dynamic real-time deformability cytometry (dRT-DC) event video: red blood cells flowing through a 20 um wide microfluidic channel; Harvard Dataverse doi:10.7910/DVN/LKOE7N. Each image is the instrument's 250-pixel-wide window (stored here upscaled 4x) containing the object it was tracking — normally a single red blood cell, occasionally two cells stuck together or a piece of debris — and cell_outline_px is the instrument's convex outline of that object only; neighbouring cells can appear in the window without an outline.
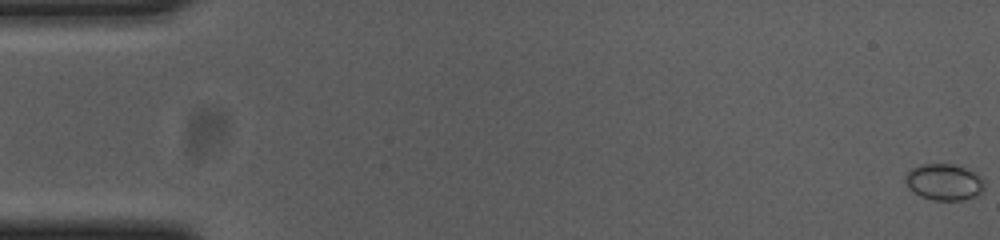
{"species": "common noctule bat (a hibernating species)", "species_latin": "Nyctalus noctula", "temperature_condition": "cold", "stored_images_in_passage": 56, "camera_frame_rate_fps": 3000, "um_per_image_px": 0.085, "animal": {"sex": "female", "body_mass_g": 23.0, "forearm_length_mm": 53.4}, "frame": {"image": 1, "passage_image": 1, "time_ms": 0.0, "image_size_px": [1000, 240], "cell_outline_px": [[984, 188], [976, 196], [964, 200], [932, 200], [920, 196], [908, 188], [904, 180], [904, 176], [912, 168], [920, 164], [952, 164], [964, 168], [972, 172], [984, 180]], "centroid_in_image_um": [80.21, 15.48], "position_along_channel_um": 4.8, "area_um2": 16.7}}
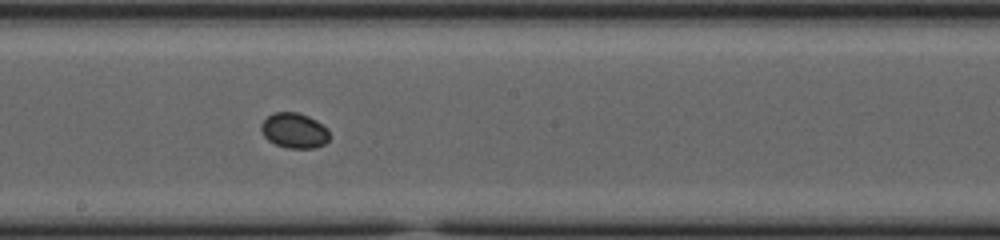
{"frame": {"image": 2, "passage_image": 31, "time_ms": 10.0, "image_size_px": [1000, 240], "cell_outline_px": [[328, 140], [324, 144], [316, 148], [288, 148], [276, 144], [268, 140], [264, 136], [260, 128], [260, 124], [268, 116], [276, 112], [296, 112], [308, 116], [316, 120], [328, 128]], "centroid_in_image_um": [25.01, 11.1], "position_along_channel_um": 223.2, "area_um2": 13.99}}
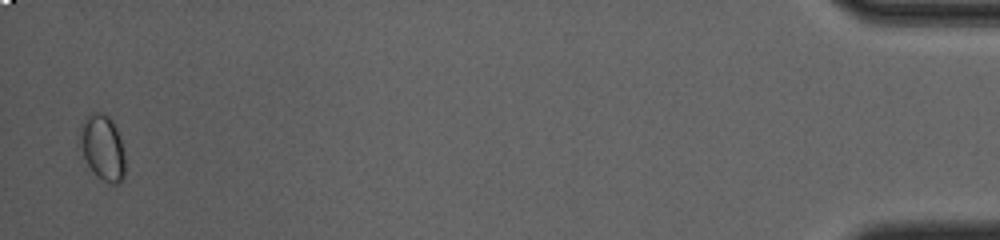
{"frame": {"image": 3, "passage_image": 55, "time_ms": 18.0, "image_size_px": [1000, 240], "cell_outline_px": [[124, 180], [120, 184], [112, 184], [104, 180], [92, 172], [76, 144], [84, 120], [88, 116], [96, 112], [100, 112], [108, 116], [112, 120], [116, 128], [124, 152]], "centroid_in_image_um": [8.69, 12.58], "position_along_channel_um": 426.5, "area_um2": 17.4}, "authors_computed_cell_mechanics": {"area_um2": 14.2188, "velocity_mm_per_s": 3.7012, "shape_relaxation_time_tau1_ms": 0.6699, "shape_relaxation_time_tau2_ms": null, "deformation_change_tau1": 0.0222, "deformation_change_tau2": null}}